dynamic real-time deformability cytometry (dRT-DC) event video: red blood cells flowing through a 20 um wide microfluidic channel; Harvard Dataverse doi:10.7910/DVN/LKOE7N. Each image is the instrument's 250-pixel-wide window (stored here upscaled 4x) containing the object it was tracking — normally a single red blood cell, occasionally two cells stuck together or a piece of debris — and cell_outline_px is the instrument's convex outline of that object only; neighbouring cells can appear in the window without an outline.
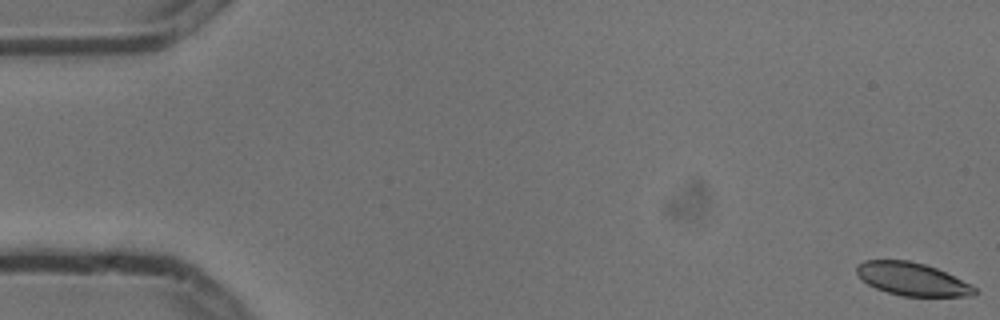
{"species": "common noctule bat (a hibernating species)", "species_latin": "Nyctalus noctula", "temperature_condition": "cold", "stored_images_in_passage": 6, "segment_of_instrument_passage": [2, 2], "camera_frame_rate_fps": 3000, "um_per_image_px": 0.085, "animal": {"sex": "male", "body_mass_g": 13.3}, "frame": {"image": 1, "passage_image": 6, "time_ms": 1.667, "image_size_px": [1000, 320], "cell_outline_px": [[980, 292], [976, 296], [904, 296], [888, 292], [876, 288], [868, 284], [856, 272], [856, 264], [864, 260], [908, 260], [924, 264], [936, 268], [972, 284]], "centroid_in_image_um": [77.58, 23.72], "position_along_channel_um": 7.4, "area_um2": 22.66}}